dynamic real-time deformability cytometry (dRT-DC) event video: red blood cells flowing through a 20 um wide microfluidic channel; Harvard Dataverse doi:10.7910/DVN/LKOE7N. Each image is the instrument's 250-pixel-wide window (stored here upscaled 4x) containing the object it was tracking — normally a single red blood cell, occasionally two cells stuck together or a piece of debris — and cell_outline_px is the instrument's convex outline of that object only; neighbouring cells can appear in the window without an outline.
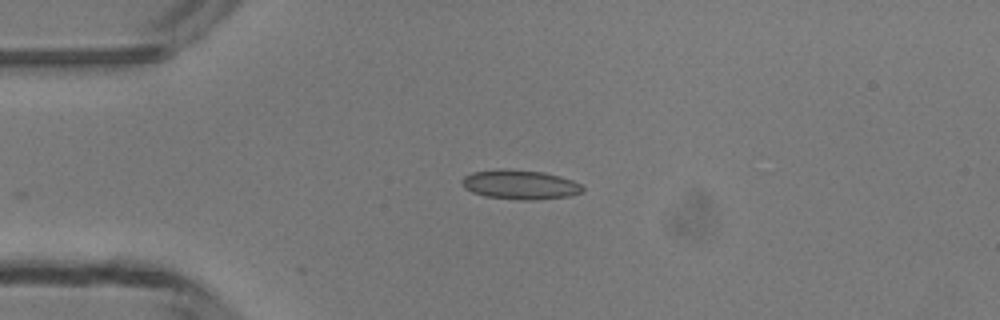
{"species": "common noctule bat (a hibernating species)", "species_latin": "Nyctalus noctula", "temperature_condition": "room temperature", "stored_images_in_passage": 30, "camera_frame_rate_fps": 3000, "um_per_image_px": 0.085, "animal": {"sex": "male", "body_mass_g": 13.3}, "frame": {"image": 1, "passage_image": 1, "time_ms": 0.0, "image_size_px": [1000, 320], "cell_outline_px": [[584, 188], [580, 192], [568, 196], [532, 200], [524, 200], [484, 196], [472, 192], [464, 188], [460, 180], [464, 176], [472, 172], [500, 168], [504, 168], [544, 172], [560, 176], [572, 180], [580, 184]], "centroid_in_image_um": [44.15, 15.68], "position_along_channel_um": 40.8, "area_um2": 20.69}}
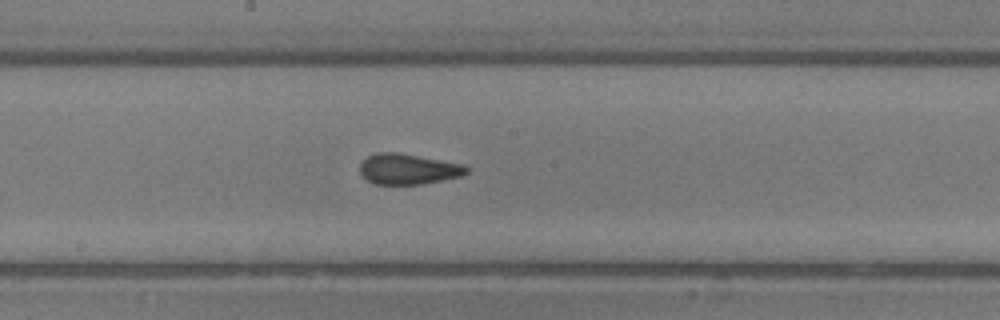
{"frame": {"image": 2, "passage_image": 15, "time_ms": 4.667, "image_size_px": [1000, 320], "cell_outline_px": [[468, 172], [460, 176], [420, 184], [376, 184], [368, 180], [360, 172], [360, 160], [376, 152], [400, 152], [464, 164], [468, 168]], "centroid_in_image_um": [34.67, 14.34], "position_along_channel_um": 213.5, "area_um2": 19.02}}
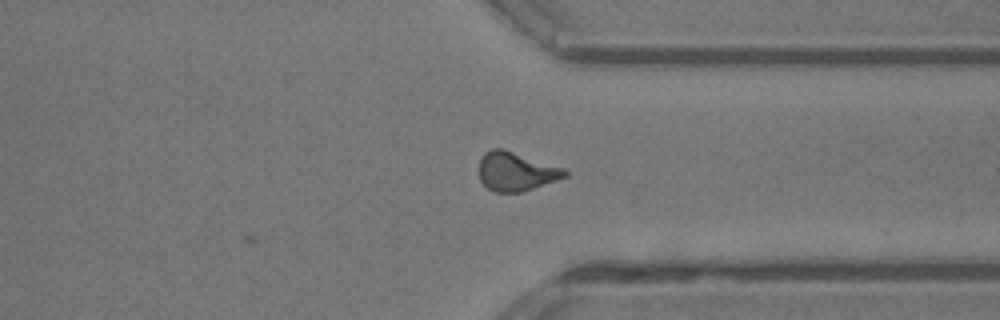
{"frame": {"image": 3, "passage_image": 26, "time_ms": 8.333, "image_size_px": [1000, 320], "cell_outline_px": [[568, 176], [520, 192], [496, 192], [488, 188], [480, 180], [480, 160], [484, 152], [492, 148], [504, 148], [564, 168], [568, 172]], "centroid_in_image_um": [43.86, 14.55], "position_along_channel_um": 367.5, "area_um2": 19.31}, "authors_computed_cell_mechanics": {"area_um2": 18.8428, "velocity_mm_per_s": 4.2319, "shape_relaxation_time_tau1_ms": 6.4128, "shape_relaxation_time_tau2_ms": 1.1017, "deformation_change_tau1": 0.182, "deformation_change_tau2": 0.0923}}